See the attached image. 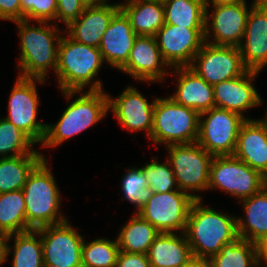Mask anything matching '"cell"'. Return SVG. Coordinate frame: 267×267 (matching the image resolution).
Here are the masks:
<instances>
[{"instance_id": "41", "label": "cell", "mask_w": 267, "mask_h": 267, "mask_svg": "<svg viewBox=\"0 0 267 267\" xmlns=\"http://www.w3.org/2000/svg\"><path fill=\"white\" fill-rule=\"evenodd\" d=\"M257 259L260 264L261 261L267 262V234L262 236L255 242Z\"/></svg>"}, {"instance_id": "22", "label": "cell", "mask_w": 267, "mask_h": 267, "mask_svg": "<svg viewBox=\"0 0 267 267\" xmlns=\"http://www.w3.org/2000/svg\"><path fill=\"white\" fill-rule=\"evenodd\" d=\"M119 10L120 4L112 5L107 2L95 7H85L81 16L67 26L68 36L79 43L99 48L104 32Z\"/></svg>"}, {"instance_id": "6", "label": "cell", "mask_w": 267, "mask_h": 267, "mask_svg": "<svg viewBox=\"0 0 267 267\" xmlns=\"http://www.w3.org/2000/svg\"><path fill=\"white\" fill-rule=\"evenodd\" d=\"M198 136L199 113L196 110L179 105L171 97L156 99L150 136L155 144H189L197 142Z\"/></svg>"}, {"instance_id": "17", "label": "cell", "mask_w": 267, "mask_h": 267, "mask_svg": "<svg viewBox=\"0 0 267 267\" xmlns=\"http://www.w3.org/2000/svg\"><path fill=\"white\" fill-rule=\"evenodd\" d=\"M168 64L162 57L154 36L138 35L128 61L120 68L140 81H163Z\"/></svg>"}, {"instance_id": "47", "label": "cell", "mask_w": 267, "mask_h": 267, "mask_svg": "<svg viewBox=\"0 0 267 267\" xmlns=\"http://www.w3.org/2000/svg\"><path fill=\"white\" fill-rule=\"evenodd\" d=\"M126 1H157V2H164V0H126Z\"/></svg>"}, {"instance_id": "33", "label": "cell", "mask_w": 267, "mask_h": 267, "mask_svg": "<svg viewBox=\"0 0 267 267\" xmlns=\"http://www.w3.org/2000/svg\"><path fill=\"white\" fill-rule=\"evenodd\" d=\"M32 145H36V143L26 133L5 118H0L1 158L17 157L29 153H40L32 149Z\"/></svg>"}, {"instance_id": "11", "label": "cell", "mask_w": 267, "mask_h": 267, "mask_svg": "<svg viewBox=\"0 0 267 267\" xmlns=\"http://www.w3.org/2000/svg\"><path fill=\"white\" fill-rule=\"evenodd\" d=\"M36 81L45 80L18 77L10 93L7 121L26 133L35 143L42 144L47 124L37 121L39 98Z\"/></svg>"}, {"instance_id": "31", "label": "cell", "mask_w": 267, "mask_h": 267, "mask_svg": "<svg viewBox=\"0 0 267 267\" xmlns=\"http://www.w3.org/2000/svg\"><path fill=\"white\" fill-rule=\"evenodd\" d=\"M211 267H258L255 243L238 237L209 259Z\"/></svg>"}, {"instance_id": "3", "label": "cell", "mask_w": 267, "mask_h": 267, "mask_svg": "<svg viewBox=\"0 0 267 267\" xmlns=\"http://www.w3.org/2000/svg\"><path fill=\"white\" fill-rule=\"evenodd\" d=\"M103 56L97 47L79 43L62 36L58 47L56 75L62 91H81L89 85V90H103L102 84L94 77L103 64Z\"/></svg>"}, {"instance_id": "24", "label": "cell", "mask_w": 267, "mask_h": 267, "mask_svg": "<svg viewBox=\"0 0 267 267\" xmlns=\"http://www.w3.org/2000/svg\"><path fill=\"white\" fill-rule=\"evenodd\" d=\"M182 235L160 233L155 238L147 253L151 267H184L194 257L185 233Z\"/></svg>"}, {"instance_id": "18", "label": "cell", "mask_w": 267, "mask_h": 267, "mask_svg": "<svg viewBox=\"0 0 267 267\" xmlns=\"http://www.w3.org/2000/svg\"><path fill=\"white\" fill-rule=\"evenodd\" d=\"M258 74L249 70L243 76L214 84L215 107L242 115V111L260 105L262 100L252 84Z\"/></svg>"}, {"instance_id": "28", "label": "cell", "mask_w": 267, "mask_h": 267, "mask_svg": "<svg viewBox=\"0 0 267 267\" xmlns=\"http://www.w3.org/2000/svg\"><path fill=\"white\" fill-rule=\"evenodd\" d=\"M160 232L139 214H134L117 237L120 251L147 255Z\"/></svg>"}, {"instance_id": "27", "label": "cell", "mask_w": 267, "mask_h": 267, "mask_svg": "<svg viewBox=\"0 0 267 267\" xmlns=\"http://www.w3.org/2000/svg\"><path fill=\"white\" fill-rule=\"evenodd\" d=\"M43 158L41 153L0 158V194L22 190L28 175Z\"/></svg>"}, {"instance_id": "36", "label": "cell", "mask_w": 267, "mask_h": 267, "mask_svg": "<svg viewBox=\"0 0 267 267\" xmlns=\"http://www.w3.org/2000/svg\"><path fill=\"white\" fill-rule=\"evenodd\" d=\"M142 171L147 179L148 188L154 193H165L168 191L179 190L177 188L176 178L168 160L165 164L158 163L156 159H152L151 163H147L142 167ZM174 185L176 189H174Z\"/></svg>"}, {"instance_id": "37", "label": "cell", "mask_w": 267, "mask_h": 267, "mask_svg": "<svg viewBox=\"0 0 267 267\" xmlns=\"http://www.w3.org/2000/svg\"><path fill=\"white\" fill-rule=\"evenodd\" d=\"M57 0H21V20L56 21Z\"/></svg>"}, {"instance_id": "48", "label": "cell", "mask_w": 267, "mask_h": 267, "mask_svg": "<svg viewBox=\"0 0 267 267\" xmlns=\"http://www.w3.org/2000/svg\"><path fill=\"white\" fill-rule=\"evenodd\" d=\"M261 121L265 124V126L267 127V114H266V118H264L263 120L261 119Z\"/></svg>"}, {"instance_id": "25", "label": "cell", "mask_w": 267, "mask_h": 267, "mask_svg": "<svg viewBox=\"0 0 267 267\" xmlns=\"http://www.w3.org/2000/svg\"><path fill=\"white\" fill-rule=\"evenodd\" d=\"M240 201L246 212V219L236 218L238 237L255 243L267 234V185L251 197Z\"/></svg>"}, {"instance_id": "23", "label": "cell", "mask_w": 267, "mask_h": 267, "mask_svg": "<svg viewBox=\"0 0 267 267\" xmlns=\"http://www.w3.org/2000/svg\"><path fill=\"white\" fill-rule=\"evenodd\" d=\"M178 75L177 90L171 98L179 105L196 110L199 114L215 107L213 85L198 76L189 67L173 68Z\"/></svg>"}, {"instance_id": "32", "label": "cell", "mask_w": 267, "mask_h": 267, "mask_svg": "<svg viewBox=\"0 0 267 267\" xmlns=\"http://www.w3.org/2000/svg\"><path fill=\"white\" fill-rule=\"evenodd\" d=\"M38 235H39V239ZM14 238L13 267H44L42 237L37 230L11 234L8 242Z\"/></svg>"}, {"instance_id": "26", "label": "cell", "mask_w": 267, "mask_h": 267, "mask_svg": "<svg viewBox=\"0 0 267 267\" xmlns=\"http://www.w3.org/2000/svg\"><path fill=\"white\" fill-rule=\"evenodd\" d=\"M120 9L129 18L137 35L155 36L165 24L163 2L126 1L124 4L120 3Z\"/></svg>"}, {"instance_id": "19", "label": "cell", "mask_w": 267, "mask_h": 267, "mask_svg": "<svg viewBox=\"0 0 267 267\" xmlns=\"http://www.w3.org/2000/svg\"><path fill=\"white\" fill-rule=\"evenodd\" d=\"M239 49L249 70L260 72L267 65V7L251 5Z\"/></svg>"}, {"instance_id": "42", "label": "cell", "mask_w": 267, "mask_h": 267, "mask_svg": "<svg viewBox=\"0 0 267 267\" xmlns=\"http://www.w3.org/2000/svg\"><path fill=\"white\" fill-rule=\"evenodd\" d=\"M9 235L3 231H0V265L6 261L10 254V246L6 244L8 242Z\"/></svg>"}, {"instance_id": "9", "label": "cell", "mask_w": 267, "mask_h": 267, "mask_svg": "<svg viewBox=\"0 0 267 267\" xmlns=\"http://www.w3.org/2000/svg\"><path fill=\"white\" fill-rule=\"evenodd\" d=\"M196 199L201 197L181 190L154 193L137 214L160 233H174V230L184 233L191 206Z\"/></svg>"}, {"instance_id": "39", "label": "cell", "mask_w": 267, "mask_h": 267, "mask_svg": "<svg viewBox=\"0 0 267 267\" xmlns=\"http://www.w3.org/2000/svg\"><path fill=\"white\" fill-rule=\"evenodd\" d=\"M116 267H151L148 256L120 251Z\"/></svg>"}, {"instance_id": "15", "label": "cell", "mask_w": 267, "mask_h": 267, "mask_svg": "<svg viewBox=\"0 0 267 267\" xmlns=\"http://www.w3.org/2000/svg\"><path fill=\"white\" fill-rule=\"evenodd\" d=\"M154 37L169 67H189L204 43V28H185L165 23Z\"/></svg>"}, {"instance_id": "7", "label": "cell", "mask_w": 267, "mask_h": 267, "mask_svg": "<svg viewBox=\"0 0 267 267\" xmlns=\"http://www.w3.org/2000/svg\"><path fill=\"white\" fill-rule=\"evenodd\" d=\"M266 185V177L233 155L214 156L211 161L208 189L218 188L243 200Z\"/></svg>"}, {"instance_id": "12", "label": "cell", "mask_w": 267, "mask_h": 267, "mask_svg": "<svg viewBox=\"0 0 267 267\" xmlns=\"http://www.w3.org/2000/svg\"><path fill=\"white\" fill-rule=\"evenodd\" d=\"M189 68L210 85L243 76L249 71L239 47L215 46L206 42L196 53Z\"/></svg>"}, {"instance_id": "20", "label": "cell", "mask_w": 267, "mask_h": 267, "mask_svg": "<svg viewBox=\"0 0 267 267\" xmlns=\"http://www.w3.org/2000/svg\"><path fill=\"white\" fill-rule=\"evenodd\" d=\"M137 36L129 18L120 9L111 19L99 46L103 59L111 68L120 69L128 61Z\"/></svg>"}, {"instance_id": "10", "label": "cell", "mask_w": 267, "mask_h": 267, "mask_svg": "<svg viewBox=\"0 0 267 267\" xmlns=\"http://www.w3.org/2000/svg\"><path fill=\"white\" fill-rule=\"evenodd\" d=\"M169 163L181 191L208 190L213 155L197 142L167 146Z\"/></svg>"}, {"instance_id": "1", "label": "cell", "mask_w": 267, "mask_h": 267, "mask_svg": "<svg viewBox=\"0 0 267 267\" xmlns=\"http://www.w3.org/2000/svg\"><path fill=\"white\" fill-rule=\"evenodd\" d=\"M201 200L193 202L184 233L193 256L210 259L238 238L237 223L235 217L205 207Z\"/></svg>"}, {"instance_id": "16", "label": "cell", "mask_w": 267, "mask_h": 267, "mask_svg": "<svg viewBox=\"0 0 267 267\" xmlns=\"http://www.w3.org/2000/svg\"><path fill=\"white\" fill-rule=\"evenodd\" d=\"M154 99L151 103L134 87H127L118 98L109 96V110L111 109L122 128L129 131L144 130L150 138L153 128Z\"/></svg>"}, {"instance_id": "35", "label": "cell", "mask_w": 267, "mask_h": 267, "mask_svg": "<svg viewBox=\"0 0 267 267\" xmlns=\"http://www.w3.org/2000/svg\"><path fill=\"white\" fill-rule=\"evenodd\" d=\"M121 183L124 198L137 206V211L141 209L154 194V192L148 188L147 179L142 168H129Z\"/></svg>"}, {"instance_id": "43", "label": "cell", "mask_w": 267, "mask_h": 267, "mask_svg": "<svg viewBox=\"0 0 267 267\" xmlns=\"http://www.w3.org/2000/svg\"><path fill=\"white\" fill-rule=\"evenodd\" d=\"M184 267H211L209 259L193 257Z\"/></svg>"}, {"instance_id": "34", "label": "cell", "mask_w": 267, "mask_h": 267, "mask_svg": "<svg viewBox=\"0 0 267 267\" xmlns=\"http://www.w3.org/2000/svg\"><path fill=\"white\" fill-rule=\"evenodd\" d=\"M120 249L117 239L111 241L106 238L83 241L82 267H116Z\"/></svg>"}, {"instance_id": "21", "label": "cell", "mask_w": 267, "mask_h": 267, "mask_svg": "<svg viewBox=\"0 0 267 267\" xmlns=\"http://www.w3.org/2000/svg\"><path fill=\"white\" fill-rule=\"evenodd\" d=\"M233 156L267 178V127L261 119L242 124Z\"/></svg>"}, {"instance_id": "2", "label": "cell", "mask_w": 267, "mask_h": 267, "mask_svg": "<svg viewBox=\"0 0 267 267\" xmlns=\"http://www.w3.org/2000/svg\"><path fill=\"white\" fill-rule=\"evenodd\" d=\"M21 41L18 77L45 80L48 68L54 72L58 63V47L61 35L59 29L49 22L38 21L40 26L29 25V20L16 21ZM58 33V34H57ZM56 42V45H55Z\"/></svg>"}, {"instance_id": "30", "label": "cell", "mask_w": 267, "mask_h": 267, "mask_svg": "<svg viewBox=\"0 0 267 267\" xmlns=\"http://www.w3.org/2000/svg\"><path fill=\"white\" fill-rule=\"evenodd\" d=\"M165 23L185 28H205L203 0H164Z\"/></svg>"}, {"instance_id": "29", "label": "cell", "mask_w": 267, "mask_h": 267, "mask_svg": "<svg viewBox=\"0 0 267 267\" xmlns=\"http://www.w3.org/2000/svg\"><path fill=\"white\" fill-rule=\"evenodd\" d=\"M22 190L0 194V231L8 235L30 231Z\"/></svg>"}, {"instance_id": "38", "label": "cell", "mask_w": 267, "mask_h": 267, "mask_svg": "<svg viewBox=\"0 0 267 267\" xmlns=\"http://www.w3.org/2000/svg\"><path fill=\"white\" fill-rule=\"evenodd\" d=\"M84 9L79 0H57L56 20L63 21L68 26L81 16Z\"/></svg>"}, {"instance_id": "8", "label": "cell", "mask_w": 267, "mask_h": 267, "mask_svg": "<svg viewBox=\"0 0 267 267\" xmlns=\"http://www.w3.org/2000/svg\"><path fill=\"white\" fill-rule=\"evenodd\" d=\"M247 119L250 118L216 107L204 111L199 114L197 143L213 156L233 155L240 128Z\"/></svg>"}, {"instance_id": "44", "label": "cell", "mask_w": 267, "mask_h": 267, "mask_svg": "<svg viewBox=\"0 0 267 267\" xmlns=\"http://www.w3.org/2000/svg\"><path fill=\"white\" fill-rule=\"evenodd\" d=\"M206 8L210 7V4L219 5V4H232L239 2H246L245 0H203Z\"/></svg>"}, {"instance_id": "4", "label": "cell", "mask_w": 267, "mask_h": 267, "mask_svg": "<svg viewBox=\"0 0 267 267\" xmlns=\"http://www.w3.org/2000/svg\"><path fill=\"white\" fill-rule=\"evenodd\" d=\"M61 92L67 99L78 92H81V96L70 103L56 124H47L42 143L45 147L60 145L97 123L109 111V95L103 90H88L85 93L82 90Z\"/></svg>"}, {"instance_id": "46", "label": "cell", "mask_w": 267, "mask_h": 267, "mask_svg": "<svg viewBox=\"0 0 267 267\" xmlns=\"http://www.w3.org/2000/svg\"><path fill=\"white\" fill-rule=\"evenodd\" d=\"M253 7H267V0H254Z\"/></svg>"}, {"instance_id": "14", "label": "cell", "mask_w": 267, "mask_h": 267, "mask_svg": "<svg viewBox=\"0 0 267 267\" xmlns=\"http://www.w3.org/2000/svg\"><path fill=\"white\" fill-rule=\"evenodd\" d=\"M213 7L211 15L208 12L209 8L205 9L204 42L215 46L239 47L244 37L250 12L247 3L219 4L213 5ZM210 32H213V42H210L209 39Z\"/></svg>"}, {"instance_id": "13", "label": "cell", "mask_w": 267, "mask_h": 267, "mask_svg": "<svg viewBox=\"0 0 267 267\" xmlns=\"http://www.w3.org/2000/svg\"><path fill=\"white\" fill-rule=\"evenodd\" d=\"M36 230L42 237L44 267H82L84 238L68 220Z\"/></svg>"}, {"instance_id": "5", "label": "cell", "mask_w": 267, "mask_h": 267, "mask_svg": "<svg viewBox=\"0 0 267 267\" xmlns=\"http://www.w3.org/2000/svg\"><path fill=\"white\" fill-rule=\"evenodd\" d=\"M22 191L26 204L27 226L31 230L67 220L59 214L61 194L45 158L30 172Z\"/></svg>"}, {"instance_id": "45", "label": "cell", "mask_w": 267, "mask_h": 267, "mask_svg": "<svg viewBox=\"0 0 267 267\" xmlns=\"http://www.w3.org/2000/svg\"><path fill=\"white\" fill-rule=\"evenodd\" d=\"M84 7H95L104 4L103 0H79Z\"/></svg>"}, {"instance_id": "40", "label": "cell", "mask_w": 267, "mask_h": 267, "mask_svg": "<svg viewBox=\"0 0 267 267\" xmlns=\"http://www.w3.org/2000/svg\"><path fill=\"white\" fill-rule=\"evenodd\" d=\"M0 20H21V0H0Z\"/></svg>"}]
</instances>
